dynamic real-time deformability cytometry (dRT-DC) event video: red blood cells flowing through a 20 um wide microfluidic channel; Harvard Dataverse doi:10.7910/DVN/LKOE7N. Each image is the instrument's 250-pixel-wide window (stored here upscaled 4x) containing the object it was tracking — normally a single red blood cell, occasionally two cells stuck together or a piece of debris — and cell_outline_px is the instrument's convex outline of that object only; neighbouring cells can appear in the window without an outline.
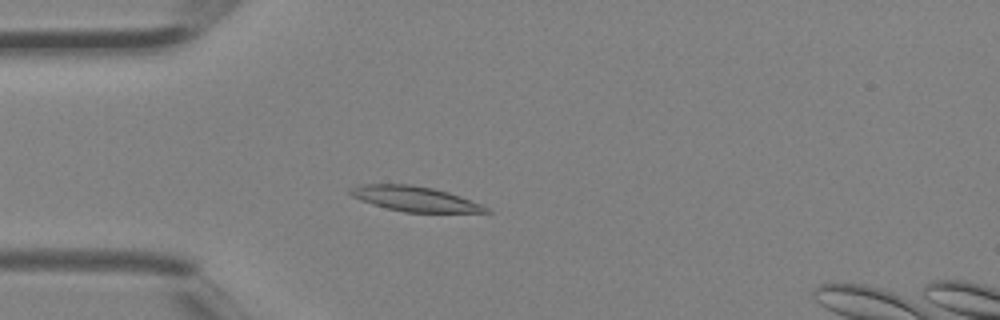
{"species": "Egyptian fruit bat (a non-hibernating species)", "species_latin": "Rousettus aegyptiacus", "temperature_condition": "room temperature", "stored_images_in_passage": 2, "camera_frame_rate_fps": 3000, "um_per_image_px": 0.085, "animal": {"sex": "female"}, "frame": {"image": 1, "passage_image": 2, "time_ms": 0.333, "image_size_px": [1000, 320], "cell_outline_px": [[492, 212], [404, 212], [372, 204], [360, 200], [352, 196], [348, 192], [348, 188], [360, 184], [412, 184], [432, 188], [448, 192], [460, 196], [480, 204], [488, 208]], "centroid_in_image_um": [35.2, 16.89], "position_along_channel_um": 49.8, "area_um2": 19.65}}